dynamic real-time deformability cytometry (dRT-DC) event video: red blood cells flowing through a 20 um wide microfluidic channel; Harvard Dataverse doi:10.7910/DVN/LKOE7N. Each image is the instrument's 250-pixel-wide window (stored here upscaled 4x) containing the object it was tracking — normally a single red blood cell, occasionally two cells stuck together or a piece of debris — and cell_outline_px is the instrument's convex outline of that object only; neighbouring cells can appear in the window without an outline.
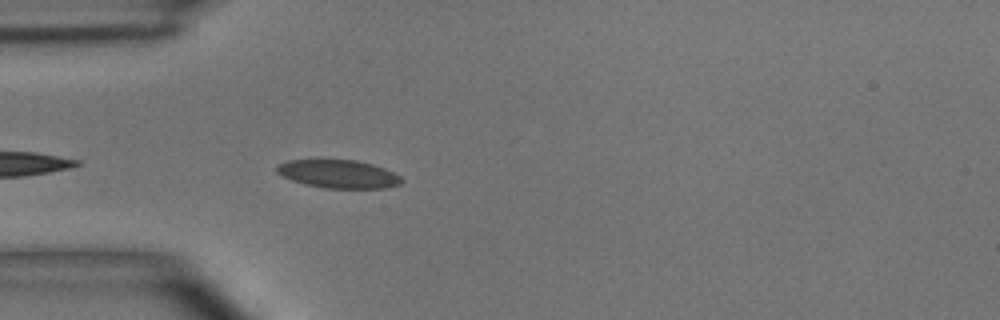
{"species": "common noctule bat (a hibernating species)", "species_latin": "Nyctalus noctula", "temperature_condition": "room temperature", "stored_images_in_passage": 4, "camera_frame_rate_fps": 3000, "um_per_image_px": 0.085, "animal": {"sex": "male", "body_mass_g": 15.6}, "frame": {"image": 1, "passage_image": 4, "time_ms": 4.333, "image_size_px": [1000, 320], "cell_outline_px": [[404, 180], [400, 184], [384, 188], [324, 188], [292, 180], [276, 172], [276, 168], [280, 164], [288, 160], [316, 156], [320, 156], [356, 160], [372, 164], [384, 168], [400, 176]], "centroid_in_image_um": [28.72, 14.72], "position_along_channel_um": 56.3, "area_um2": 21.27}}